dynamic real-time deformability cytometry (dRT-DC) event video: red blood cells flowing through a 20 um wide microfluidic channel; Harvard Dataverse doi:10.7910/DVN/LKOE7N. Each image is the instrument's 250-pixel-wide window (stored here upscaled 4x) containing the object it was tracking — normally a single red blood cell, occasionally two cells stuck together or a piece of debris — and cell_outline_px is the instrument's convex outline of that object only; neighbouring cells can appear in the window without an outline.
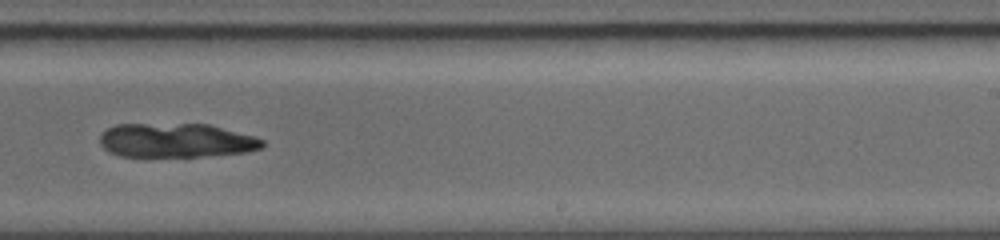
{"species": "common noctule bat (a hibernating species)", "species_latin": "Nyctalus noctula", "temperature_condition": "warm", "stored_images_in_passage": 20, "camera_frame_rate_fps": 5000, "um_per_image_px": 0.085, "animal": {"sex": "female", "body_mass_g": 19.0, "forearm_length_mm": 56.7}, "frame": {"image": 1, "passage_image": 20, "time_ms": 5.4, "image_size_px": [1000, 240], "cell_outline_px": [[264, 144], [260, 148], [248, 152], [200, 156], [120, 156], [108, 152], [100, 144], [100, 136], [108, 128], [116, 124], [208, 124], [252, 136], [264, 140]], "centroid_in_image_um": [14.94, 11.93], "position_along_channel_um": 274.1, "area_um2": 32.08}}